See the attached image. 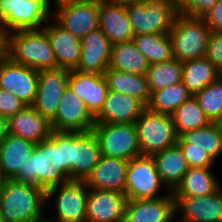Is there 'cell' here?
I'll return each mask as SVG.
<instances>
[{"label": "cell", "mask_w": 222, "mask_h": 222, "mask_svg": "<svg viewBox=\"0 0 222 222\" xmlns=\"http://www.w3.org/2000/svg\"><path fill=\"white\" fill-rule=\"evenodd\" d=\"M13 179L39 186L45 191L71 181L62 168L61 132L53 131L48 139L36 143L32 154Z\"/></svg>", "instance_id": "6da1fadb"}, {"label": "cell", "mask_w": 222, "mask_h": 222, "mask_svg": "<svg viewBox=\"0 0 222 222\" xmlns=\"http://www.w3.org/2000/svg\"><path fill=\"white\" fill-rule=\"evenodd\" d=\"M46 191L36 185L6 179L0 190L3 222H30L45 216Z\"/></svg>", "instance_id": "7a4b0ae2"}, {"label": "cell", "mask_w": 222, "mask_h": 222, "mask_svg": "<svg viewBox=\"0 0 222 222\" xmlns=\"http://www.w3.org/2000/svg\"><path fill=\"white\" fill-rule=\"evenodd\" d=\"M6 56L14 63L38 71L56 68L54 51L43 28L6 34Z\"/></svg>", "instance_id": "3957f363"}, {"label": "cell", "mask_w": 222, "mask_h": 222, "mask_svg": "<svg viewBox=\"0 0 222 222\" xmlns=\"http://www.w3.org/2000/svg\"><path fill=\"white\" fill-rule=\"evenodd\" d=\"M210 34V28L202 17H192L180 12L168 33L172 57L181 62L205 57Z\"/></svg>", "instance_id": "277c9868"}, {"label": "cell", "mask_w": 222, "mask_h": 222, "mask_svg": "<svg viewBox=\"0 0 222 222\" xmlns=\"http://www.w3.org/2000/svg\"><path fill=\"white\" fill-rule=\"evenodd\" d=\"M125 8L134 36L168 34L180 13L170 0H143Z\"/></svg>", "instance_id": "5b68a950"}, {"label": "cell", "mask_w": 222, "mask_h": 222, "mask_svg": "<svg viewBox=\"0 0 222 222\" xmlns=\"http://www.w3.org/2000/svg\"><path fill=\"white\" fill-rule=\"evenodd\" d=\"M49 0H0V28L6 33L42 29L52 19Z\"/></svg>", "instance_id": "8992f818"}, {"label": "cell", "mask_w": 222, "mask_h": 222, "mask_svg": "<svg viewBox=\"0 0 222 222\" xmlns=\"http://www.w3.org/2000/svg\"><path fill=\"white\" fill-rule=\"evenodd\" d=\"M135 128L141 155L152 156L177 144L171 115L146 108L135 121Z\"/></svg>", "instance_id": "52a82bcc"}, {"label": "cell", "mask_w": 222, "mask_h": 222, "mask_svg": "<svg viewBox=\"0 0 222 222\" xmlns=\"http://www.w3.org/2000/svg\"><path fill=\"white\" fill-rule=\"evenodd\" d=\"M101 155L130 161L141 156L135 123H95Z\"/></svg>", "instance_id": "ba28073f"}, {"label": "cell", "mask_w": 222, "mask_h": 222, "mask_svg": "<svg viewBox=\"0 0 222 222\" xmlns=\"http://www.w3.org/2000/svg\"><path fill=\"white\" fill-rule=\"evenodd\" d=\"M166 188L167 193H159ZM152 156L141 155L128 162L124 194L126 199H155L168 195Z\"/></svg>", "instance_id": "9c48e42d"}, {"label": "cell", "mask_w": 222, "mask_h": 222, "mask_svg": "<svg viewBox=\"0 0 222 222\" xmlns=\"http://www.w3.org/2000/svg\"><path fill=\"white\" fill-rule=\"evenodd\" d=\"M89 189L84 181L71 180L46 191V204L55 203L56 222H86Z\"/></svg>", "instance_id": "30bf717a"}, {"label": "cell", "mask_w": 222, "mask_h": 222, "mask_svg": "<svg viewBox=\"0 0 222 222\" xmlns=\"http://www.w3.org/2000/svg\"><path fill=\"white\" fill-rule=\"evenodd\" d=\"M50 121L53 131L56 132H89L95 125V117L84 101L69 88L62 94L56 115Z\"/></svg>", "instance_id": "8fae6325"}, {"label": "cell", "mask_w": 222, "mask_h": 222, "mask_svg": "<svg viewBox=\"0 0 222 222\" xmlns=\"http://www.w3.org/2000/svg\"><path fill=\"white\" fill-rule=\"evenodd\" d=\"M69 74L70 70L64 68L38 71V87L31 106L49 120L56 115L62 94L68 88Z\"/></svg>", "instance_id": "7c38bea8"}, {"label": "cell", "mask_w": 222, "mask_h": 222, "mask_svg": "<svg viewBox=\"0 0 222 222\" xmlns=\"http://www.w3.org/2000/svg\"><path fill=\"white\" fill-rule=\"evenodd\" d=\"M38 87V70L14 63L7 56L0 61V89L11 91L26 105H32Z\"/></svg>", "instance_id": "4fadbf2b"}, {"label": "cell", "mask_w": 222, "mask_h": 222, "mask_svg": "<svg viewBox=\"0 0 222 222\" xmlns=\"http://www.w3.org/2000/svg\"><path fill=\"white\" fill-rule=\"evenodd\" d=\"M101 151L93 131L70 133V179L84 181L97 165Z\"/></svg>", "instance_id": "5bb4252c"}, {"label": "cell", "mask_w": 222, "mask_h": 222, "mask_svg": "<svg viewBox=\"0 0 222 222\" xmlns=\"http://www.w3.org/2000/svg\"><path fill=\"white\" fill-rule=\"evenodd\" d=\"M99 6L100 0L65 6L56 9L52 13V19L74 36L83 38L99 28Z\"/></svg>", "instance_id": "9a60e30c"}, {"label": "cell", "mask_w": 222, "mask_h": 222, "mask_svg": "<svg viewBox=\"0 0 222 222\" xmlns=\"http://www.w3.org/2000/svg\"><path fill=\"white\" fill-rule=\"evenodd\" d=\"M175 199L172 191L155 199H126L123 222H174Z\"/></svg>", "instance_id": "2e32d148"}, {"label": "cell", "mask_w": 222, "mask_h": 222, "mask_svg": "<svg viewBox=\"0 0 222 222\" xmlns=\"http://www.w3.org/2000/svg\"><path fill=\"white\" fill-rule=\"evenodd\" d=\"M177 222H222V187L215 193L199 197H174Z\"/></svg>", "instance_id": "e0dca14e"}, {"label": "cell", "mask_w": 222, "mask_h": 222, "mask_svg": "<svg viewBox=\"0 0 222 222\" xmlns=\"http://www.w3.org/2000/svg\"><path fill=\"white\" fill-rule=\"evenodd\" d=\"M112 46L99 28L89 32L81 38V55L75 70L103 74L109 68Z\"/></svg>", "instance_id": "ac0fdd59"}, {"label": "cell", "mask_w": 222, "mask_h": 222, "mask_svg": "<svg viewBox=\"0 0 222 222\" xmlns=\"http://www.w3.org/2000/svg\"><path fill=\"white\" fill-rule=\"evenodd\" d=\"M68 88L86 104L96 117L103 109L109 88L103 74L83 73L70 70Z\"/></svg>", "instance_id": "d6986e66"}, {"label": "cell", "mask_w": 222, "mask_h": 222, "mask_svg": "<svg viewBox=\"0 0 222 222\" xmlns=\"http://www.w3.org/2000/svg\"><path fill=\"white\" fill-rule=\"evenodd\" d=\"M125 202L122 192L89 189L86 222H123Z\"/></svg>", "instance_id": "ffe728a7"}, {"label": "cell", "mask_w": 222, "mask_h": 222, "mask_svg": "<svg viewBox=\"0 0 222 222\" xmlns=\"http://www.w3.org/2000/svg\"><path fill=\"white\" fill-rule=\"evenodd\" d=\"M128 162L124 159L101 155L97 165L84 180L88 189L124 193Z\"/></svg>", "instance_id": "44dd1931"}, {"label": "cell", "mask_w": 222, "mask_h": 222, "mask_svg": "<svg viewBox=\"0 0 222 222\" xmlns=\"http://www.w3.org/2000/svg\"><path fill=\"white\" fill-rule=\"evenodd\" d=\"M43 29L50 39L56 68L75 70L81 55V38L65 30L54 19L49 20Z\"/></svg>", "instance_id": "7402d4cb"}, {"label": "cell", "mask_w": 222, "mask_h": 222, "mask_svg": "<svg viewBox=\"0 0 222 222\" xmlns=\"http://www.w3.org/2000/svg\"><path fill=\"white\" fill-rule=\"evenodd\" d=\"M147 106L139 99L109 90L95 123H135Z\"/></svg>", "instance_id": "603a6c76"}, {"label": "cell", "mask_w": 222, "mask_h": 222, "mask_svg": "<svg viewBox=\"0 0 222 222\" xmlns=\"http://www.w3.org/2000/svg\"><path fill=\"white\" fill-rule=\"evenodd\" d=\"M8 131L36 144L48 139L53 129L48 118L39 114L31 105H26L8 118Z\"/></svg>", "instance_id": "cb8c5ba5"}, {"label": "cell", "mask_w": 222, "mask_h": 222, "mask_svg": "<svg viewBox=\"0 0 222 222\" xmlns=\"http://www.w3.org/2000/svg\"><path fill=\"white\" fill-rule=\"evenodd\" d=\"M99 29L112 45L128 42L134 37L125 6L108 0H100Z\"/></svg>", "instance_id": "d4e9b609"}, {"label": "cell", "mask_w": 222, "mask_h": 222, "mask_svg": "<svg viewBox=\"0 0 222 222\" xmlns=\"http://www.w3.org/2000/svg\"><path fill=\"white\" fill-rule=\"evenodd\" d=\"M34 147L35 143L8 133L0 145V171L5 180L18 174Z\"/></svg>", "instance_id": "484cf974"}, {"label": "cell", "mask_w": 222, "mask_h": 222, "mask_svg": "<svg viewBox=\"0 0 222 222\" xmlns=\"http://www.w3.org/2000/svg\"><path fill=\"white\" fill-rule=\"evenodd\" d=\"M212 168L192 167L172 191L174 197H199L217 192L222 184Z\"/></svg>", "instance_id": "4316f807"}, {"label": "cell", "mask_w": 222, "mask_h": 222, "mask_svg": "<svg viewBox=\"0 0 222 222\" xmlns=\"http://www.w3.org/2000/svg\"><path fill=\"white\" fill-rule=\"evenodd\" d=\"M152 158L162 182L170 191L176 188L190 168L178 144L152 155Z\"/></svg>", "instance_id": "83f0119b"}, {"label": "cell", "mask_w": 222, "mask_h": 222, "mask_svg": "<svg viewBox=\"0 0 222 222\" xmlns=\"http://www.w3.org/2000/svg\"><path fill=\"white\" fill-rule=\"evenodd\" d=\"M103 76L109 90L126 94L141 100L146 106L149 103L151 92L146 75L120 72L108 68Z\"/></svg>", "instance_id": "f1b7e54d"}, {"label": "cell", "mask_w": 222, "mask_h": 222, "mask_svg": "<svg viewBox=\"0 0 222 222\" xmlns=\"http://www.w3.org/2000/svg\"><path fill=\"white\" fill-rule=\"evenodd\" d=\"M146 57L137 49L133 40L112 46L109 68L120 72L146 75L149 69Z\"/></svg>", "instance_id": "f546056e"}, {"label": "cell", "mask_w": 222, "mask_h": 222, "mask_svg": "<svg viewBox=\"0 0 222 222\" xmlns=\"http://www.w3.org/2000/svg\"><path fill=\"white\" fill-rule=\"evenodd\" d=\"M182 83L194 96L207 85L217 80L222 73L206 58L182 62Z\"/></svg>", "instance_id": "4dcf8cb0"}, {"label": "cell", "mask_w": 222, "mask_h": 222, "mask_svg": "<svg viewBox=\"0 0 222 222\" xmlns=\"http://www.w3.org/2000/svg\"><path fill=\"white\" fill-rule=\"evenodd\" d=\"M177 143H190V147L203 148L216 162L222 156V136L215 122L181 133Z\"/></svg>", "instance_id": "1f68e13d"}, {"label": "cell", "mask_w": 222, "mask_h": 222, "mask_svg": "<svg viewBox=\"0 0 222 222\" xmlns=\"http://www.w3.org/2000/svg\"><path fill=\"white\" fill-rule=\"evenodd\" d=\"M132 40L149 64L166 62L173 58L168 34L136 35Z\"/></svg>", "instance_id": "d6a6232c"}, {"label": "cell", "mask_w": 222, "mask_h": 222, "mask_svg": "<svg viewBox=\"0 0 222 222\" xmlns=\"http://www.w3.org/2000/svg\"><path fill=\"white\" fill-rule=\"evenodd\" d=\"M192 94L182 82L151 92L147 108L157 113L171 115Z\"/></svg>", "instance_id": "836d02e7"}, {"label": "cell", "mask_w": 222, "mask_h": 222, "mask_svg": "<svg viewBox=\"0 0 222 222\" xmlns=\"http://www.w3.org/2000/svg\"><path fill=\"white\" fill-rule=\"evenodd\" d=\"M171 117L178 136L185 131L202 128L211 123L194 96L182 103Z\"/></svg>", "instance_id": "e575fe53"}, {"label": "cell", "mask_w": 222, "mask_h": 222, "mask_svg": "<svg viewBox=\"0 0 222 222\" xmlns=\"http://www.w3.org/2000/svg\"><path fill=\"white\" fill-rule=\"evenodd\" d=\"M182 73V62L174 58L150 64L146 74L150 92L182 82Z\"/></svg>", "instance_id": "d590c367"}, {"label": "cell", "mask_w": 222, "mask_h": 222, "mask_svg": "<svg viewBox=\"0 0 222 222\" xmlns=\"http://www.w3.org/2000/svg\"><path fill=\"white\" fill-rule=\"evenodd\" d=\"M194 97L211 122L219 120L222 117V75Z\"/></svg>", "instance_id": "8d00e7d4"}, {"label": "cell", "mask_w": 222, "mask_h": 222, "mask_svg": "<svg viewBox=\"0 0 222 222\" xmlns=\"http://www.w3.org/2000/svg\"><path fill=\"white\" fill-rule=\"evenodd\" d=\"M190 168H213L216 161L203 149L190 147V143H177Z\"/></svg>", "instance_id": "74e56055"}, {"label": "cell", "mask_w": 222, "mask_h": 222, "mask_svg": "<svg viewBox=\"0 0 222 222\" xmlns=\"http://www.w3.org/2000/svg\"><path fill=\"white\" fill-rule=\"evenodd\" d=\"M205 57L222 73V31L211 32Z\"/></svg>", "instance_id": "f35d334b"}, {"label": "cell", "mask_w": 222, "mask_h": 222, "mask_svg": "<svg viewBox=\"0 0 222 222\" xmlns=\"http://www.w3.org/2000/svg\"><path fill=\"white\" fill-rule=\"evenodd\" d=\"M25 106L26 104L11 91L0 89V114L2 116L9 118L18 113Z\"/></svg>", "instance_id": "ab89813d"}, {"label": "cell", "mask_w": 222, "mask_h": 222, "mask_svg": "<svg viewBox=\"0 0 222 222\" xmlns=\"http://www.w3.org/2000/svg\"><path fill=\"white\" fill-rule=\"evenodd\" d=\"M218 0H190L180 12L192 17H202L205 15Z\"/></svg>", "instance_id": "60d3db41"}, {"label": "cell", "mask_w": 222, "mask_h": 222, "mask_svg": "<svg viewBox=\"0 0 222 222\" xmlns=\"http://www.w3.org/2000/svg\"><path fill=\"white\" fill-rule=\"evenodd\" d=\"M202 18L211 32L222 31V0H218Z\"/></svg>", "instance_id": "b9f144b4"}, {"label": "cell", "mask_w": 222, "mask_h": 222, "mask_svg": "<svg viewBox=\"0 0 222 222\" xmlns=\"http://www.w3.org/2000/svg\"><path fill=\"white\" fill-rule=\"evenodd\" d=\"M61 156L62 168L69 174L70 177V133L61 132Z\"/></svg>", "instance_id": "7bdbcfd3"}, {"label": "cell", "mask_w": 222, "mask_h": 222, "mask_svg": "<svg viewBox=\"0 0 222 222\" xmlns=\"http://www.w3.org/2000/svg\"><path fill=\"white\" fill-rule=\"evenodd\" d=\"M89 0H49V4H50V8L52 5V2L54 4V10L52 9V13L58 9V8H62L65 6H69V5H73V4H79V3H83V2H87Z\"/></svg>", "instance_id": "ee69618b"}, {"label": "cell", "mask_w": 222, "mask_h": 222, "mask_svg": "<svg viewBox=\"0 0 222 222\" xmlns=\"http://www.w3.org/2000/svg\"><path fill=\"white\" fill-rule=\"evenodd\" d=\"M8 133V118L0 114V145L7 137Z\"/></svg>", "instance_id": "f6af8a7d"}, {"label": "cell", "mask_w": 222, "mask_h": 222, "mask_svg": "<svg viewBox=\"0 0 222 222\" xmlns=\"http://www.w3.org/2000/svg\"><path fill=\"white\" fill-rule=\"evenodd\" d=\"M6 56V33L0 28V61Z\"/></svg>", "instance_id": "bcb514c9"}, {"label": "cell", "mask_w": 222, "mask_h": 222, "mask_svg": "<svg viewBox=\"0 0 222 222\" xmlns=\"http://www.w3.org/2000/svg\"><path fill=\"white\" fill-rule=\"evenodd\" d=\"M112 3H115V4H119V5H129V4H135V3H140L142 2L143 0H108Z\"/></svg>", "instance_id": "7dc6e473"}, {"label": "cell", "mask_w": 222, "mask_h": 222, "mask_svg": "<svg viewBox=\"0 0 222 222\" xmlns=\"http://www.w3.org/2000/svg\"><path fill=\"white\" fill-rule=\"evenodd\" d=\"M170 1L180 11L190 0H170Z\"/></svg>", "instance_id": "c3c4849f"}, {"label": "cell", "mask_w": 222, "mask_h": 222, "mask_svg": "<svg viewBox=\"0 0 222 222\" xmlns=\"http://www.w3.org/2000/svg\"><path fill=\"white\" fill-rule=\"evenodd\" d=\"M44 216H41V217H39V218H37V219H34V220H31L30 222H56L55 220H53V219H47V218H43Z\"/></svg>", "instance_id": "681fc988"}, {"label": "cell", "mask_w": 222, "mask_h": 222, "mask_svg": "<svg viewBox=\"0 0 222 222\" xmlns=\"http://www.w3.org/2000/svg\"><path fill=\"white\" fill-rule=\"evenodd\" d=\"M215 123L219 129L221 136H222V117L219 120H217Z\"/></svg>", "instance_id": "f907efd6"}, {"label": "cell", "mask_w": 222, "mask_h": 222, "mask_svg": "<svg viewBox=\"0 0 222 222\" xmlns=\"http://www.w3.org/2000/svg\"><path fill=\"white\" fill-rule=\"evenodd\" d=\"M4 180H5V179L3 178L2 174H1V171H0V190H1V188H2V185H3Z\"/></svg>", "instance_id": "816d5d0a"}, {"label": "cell", "mask_w": 222, "mask_h": 222, "mask_svg": "<svg viewBox=\"0 0 222 222\" xmlns=\"http://www.w3.org/2000/svg\"><path fill=\"white\" fill-rule=\"evenodd\" d=\"M0 222H3L2 215H1V209H0Z\"/></svg>", "instance_id": "f5cc1de1"}]
</instances>
